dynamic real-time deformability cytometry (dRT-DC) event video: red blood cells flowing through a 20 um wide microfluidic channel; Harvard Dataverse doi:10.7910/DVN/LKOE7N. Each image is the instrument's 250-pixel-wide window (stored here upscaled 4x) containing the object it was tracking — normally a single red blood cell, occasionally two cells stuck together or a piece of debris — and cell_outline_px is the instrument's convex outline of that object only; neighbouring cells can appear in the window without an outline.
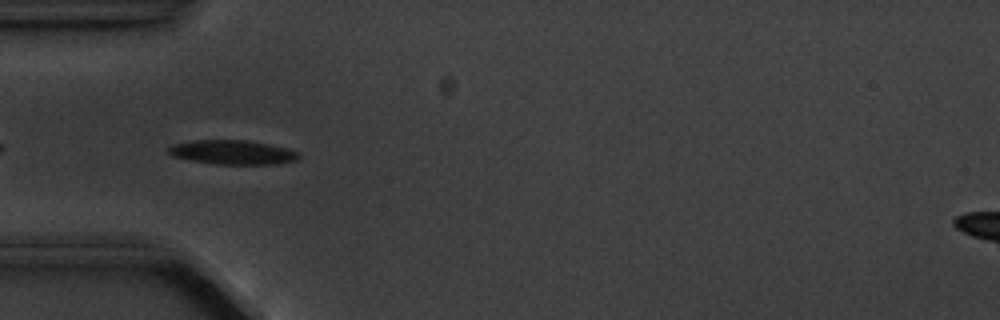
{"species": "common noctule bat (a hibernating species)", "species_latin": "Nyctalus noctula", "temperature_condition": "cold", "stored_images_in_passage": 5, "camera_frame_rate_fps": 3000, "um_per_image_px": 0.085, "animal": {"sex": "male", "body_mass_g": 20.1, "forearm_length_mm": 53.5}, "frame": {"image": 1, "passage_image": 4, "time_ms": 3.667, "image_size_px": [1000, 320], "cell_outline_px": [[300, 156], [296, 160], [276, 164], [216, 164], [192, 160], [172, 156], [168, 152], [168, 148], [172, 144], [192, 140], [248, 140], [288, 148], [296, 152]], "centroid_in_image_um": [19.75, 12.94], "position_along_channel_um": 65.3, "area_um2": 18.32}}